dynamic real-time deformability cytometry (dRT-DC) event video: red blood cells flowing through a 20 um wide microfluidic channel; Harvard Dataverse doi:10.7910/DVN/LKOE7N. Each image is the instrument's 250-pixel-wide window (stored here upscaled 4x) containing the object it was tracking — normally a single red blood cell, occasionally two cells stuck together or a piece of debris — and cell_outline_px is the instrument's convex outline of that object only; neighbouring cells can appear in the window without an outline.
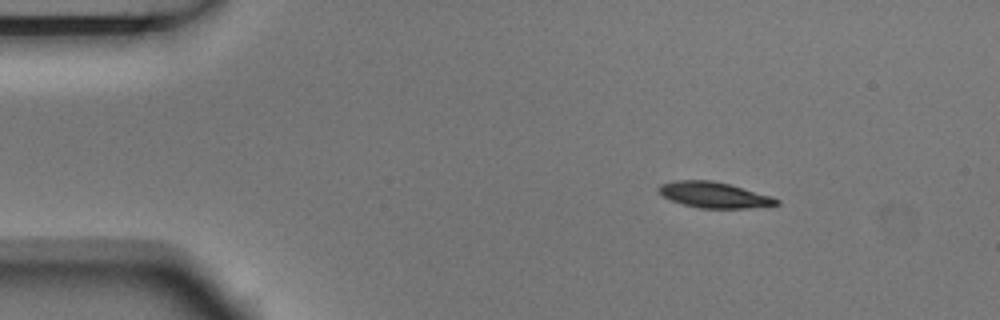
{"species": "Egyptian fruit bat (a non-hibernating species)", "species_latin": "Rousettus aegyptiacus", "temperature_condition": "room temperature", "stored_images_in_passage": 3, "camera_frame_rate_fps": 3000, "um_per_image_px": 0.085, "animal": {"sex": "male"}, "frame": {"image": 1, "passage_image": 1, "time_ms": 0.0, "image_size_px": [1000, 320], "cell_outline_px": [[780, 204], [748, 208], [696, 208], [672, 200], [664, 196], [656, 188], [660, 184], [676, 180], [712, 180], [728, 184], [772, 196], [780, 200]], "centroid_in_image_um": [60.7, 16.56], "position_along_channel_um": 24.3, "area_um2": 17.57}}